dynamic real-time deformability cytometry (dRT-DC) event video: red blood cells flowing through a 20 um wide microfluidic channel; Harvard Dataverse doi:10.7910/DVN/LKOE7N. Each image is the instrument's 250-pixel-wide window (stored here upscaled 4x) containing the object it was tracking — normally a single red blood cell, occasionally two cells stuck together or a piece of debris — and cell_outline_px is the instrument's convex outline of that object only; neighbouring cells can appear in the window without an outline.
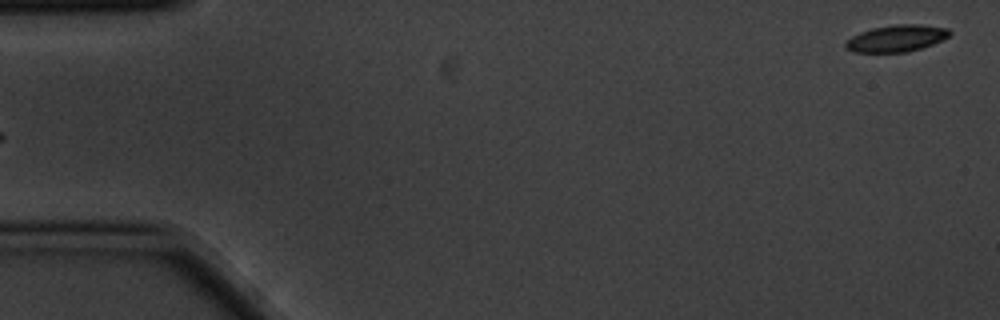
{"species": "common noctule bat (a hibernating species)", "species_latin": "Nyctalus noctula", "temperature_condition": "cold", "stored_images_in_passage": 6, "segment_of_instrument_passage": [2, 2], "camera_frame_rate_fps": 3000, "um_per_image_px": 0.085, "animal": {"sex": "male", "body_mass_g": 20.1, "forearm_length_mm": 53.5}, "frame": {"image": 1, "passage_image": 6, "time_ms": 1.667, "image_size_px": [1000, 320], "cell_outline_px": [[952, 32], [948, 36], [932, 44], [908, 52], [852, 52], [844, 48], [844, 44], [852, 36], [860, 32], [872, 28], [896, 24], [920, 24], [948, 28]], "centroid_in_image_um": [76.17, 3.26], "position_along_channel_um": 8.8, "area_um2": 16.18}}